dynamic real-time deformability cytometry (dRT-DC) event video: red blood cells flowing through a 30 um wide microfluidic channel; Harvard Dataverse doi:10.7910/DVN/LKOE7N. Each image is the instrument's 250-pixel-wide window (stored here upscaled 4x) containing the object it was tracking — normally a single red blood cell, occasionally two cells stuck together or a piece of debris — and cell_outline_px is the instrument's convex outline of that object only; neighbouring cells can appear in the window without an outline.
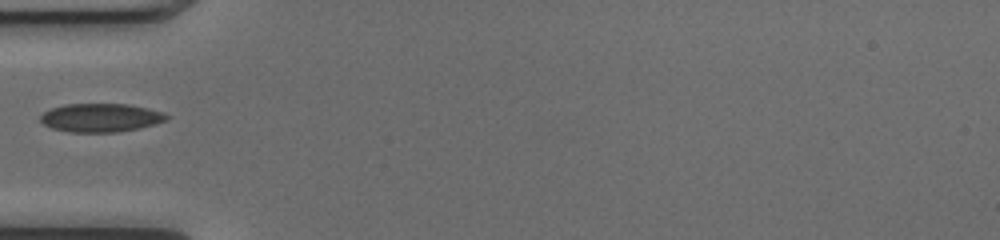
{"species": "common noctule bat (a hibernating species)", "species_latin": "Nyctalus noctula", "temperature_condition": "cold", "stored_images_in_passage": 35, "camera_frame_rate_fps": 3000, "um_per_image_px": 0.085, "animal": {"sex": "female", "body_mass_g": 17.0, "forearm_length_mm": 48.0}, "frame": {"image": 1, "passage_image": 1, "time_ms": 0.0, "image_size_px": [1000, 240], "cell_outline_px": [[172, 116], [168, 120], [156, 124], [140, 128], [120, 132], [68, 132], [52, 128], [44, 124], [40, 120], [40, 116], [44, 112], [52, 108], [64, 104], [128, 104], [148, 108], [164, 112]], "centroid_in_image_um": [8.62, 10.01], "position_along_channel_um": 76.4, "area_um2": 21.21}}
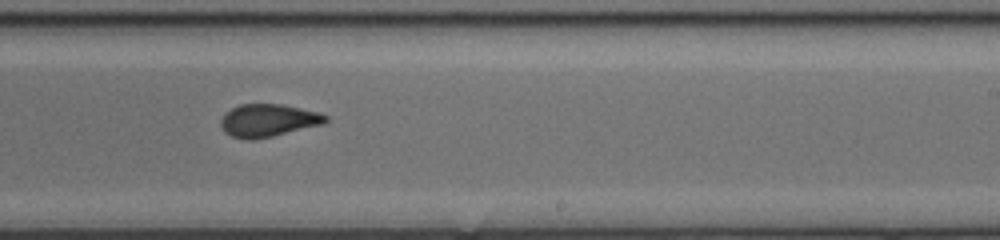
{"frame": {"image": 2, "passage_image": 15, "time_ms": 4.667, "image_size_px": [1000, 240], "cell_outline_px": [[328, 120], [324, 124], [272, 136], [252, 140], [248, 140], [232, 136], [224, 132], [220, 124], [220, 120], [232, 108], [240, 104], [280, 104], [316, 112], [328, 116]], "centroid_in_image_um": [22.78, 10.24], "position_along_channel_um": 266.2, "area_um2": 19.71}}
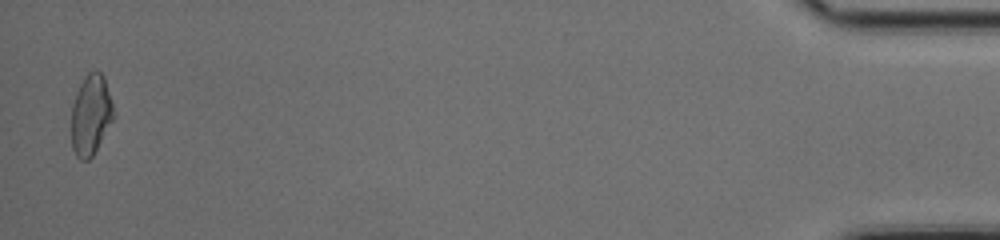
{"frame": {"image": 3, "passage_image": 34, "time_ms": 11.0, "image_size_px": [1000, 240], "cell_outline_px": [[112, 120], [92, 156], [88, 160], [80, 160], [76, 156], [72, 148], [72, 104], [76, 92], [80, 84], [88, 72], [96, 68], [104, 76], [112, 104]], "centroid_in_image_um": [7.69, 9.74], "position_along_channel_um": 427.5, "area_um2": 19.42}}